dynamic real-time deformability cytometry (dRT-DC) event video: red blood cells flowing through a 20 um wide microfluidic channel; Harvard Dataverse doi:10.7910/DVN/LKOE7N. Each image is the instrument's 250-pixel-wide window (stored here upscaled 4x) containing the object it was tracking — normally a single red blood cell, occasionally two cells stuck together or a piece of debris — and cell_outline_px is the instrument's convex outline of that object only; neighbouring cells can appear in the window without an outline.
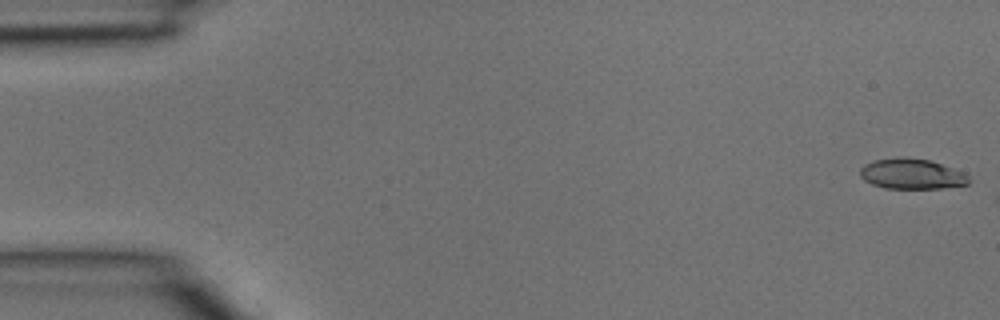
{"species": "common noctule bat (a hibernating species)", "species_latin": "Nyctalus noctula", "temperature_condition": "room temperature", "stored_images_in_passage": 6, "camera_frame_rate_fps": 3000, "um_per_image_px": 0.085, "animal": {"sex": "male", "body_mass_g": 15.6}, "frame": {"image": 1, "passage_image": 1, "time_ms": 0.0, "image_size_px": [1000, 320], "cell_outline_px": [[968, 184], [944, 188], [884, 188], [872, 184], [864, 180], [860, 176], [860, 168], [864, 164], [872, 160], [900, 156], [904, 156], [928, 160], [968, 172]], "centroid_in_image_um": [77.49, 14.77], "position_along_channel_um": 7.5, "area_um2": 19.54}}